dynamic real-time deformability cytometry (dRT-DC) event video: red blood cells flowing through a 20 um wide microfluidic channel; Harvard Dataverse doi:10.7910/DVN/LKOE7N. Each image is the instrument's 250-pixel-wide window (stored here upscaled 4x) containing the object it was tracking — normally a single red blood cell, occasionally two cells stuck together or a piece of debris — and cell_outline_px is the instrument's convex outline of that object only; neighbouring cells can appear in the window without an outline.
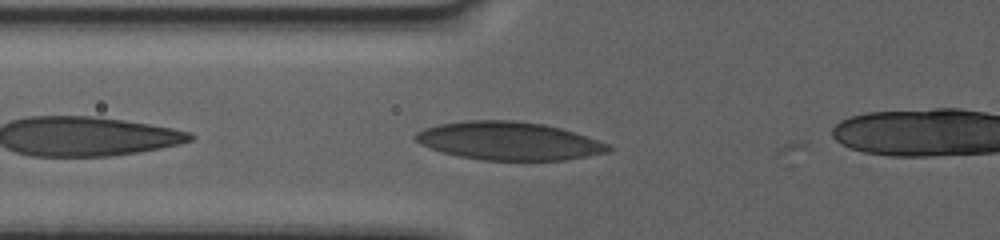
{"species": "human", "species_latin": "Homo sapiens", "temperature_condition": "warm", "stored_images_in_passage": 4, "camera_frame_rate_fps": 3000, "um_per_image_px": 0.085, "donor": {"sex": "female"}, "frame": {"image": 1, "passage_image": 3, "time_ms": 0.667, "image_size_px": [1000, 240], "cell_outline_px": [[616, 148], [608, 152], [588, 156], [564, 160], [484, 160], [460, 156], [444, 152], [420, 144], [412, 140], [412, 136], [416, 132], [424, 128], [440, 124], [468, 120], [512, 120], [544, 124], [560, 128], [608, 144]], "centroid_in_image_um": [43.22, 11.98], "position_along_channel_um": 82.6, "area_um2": 42.71}}